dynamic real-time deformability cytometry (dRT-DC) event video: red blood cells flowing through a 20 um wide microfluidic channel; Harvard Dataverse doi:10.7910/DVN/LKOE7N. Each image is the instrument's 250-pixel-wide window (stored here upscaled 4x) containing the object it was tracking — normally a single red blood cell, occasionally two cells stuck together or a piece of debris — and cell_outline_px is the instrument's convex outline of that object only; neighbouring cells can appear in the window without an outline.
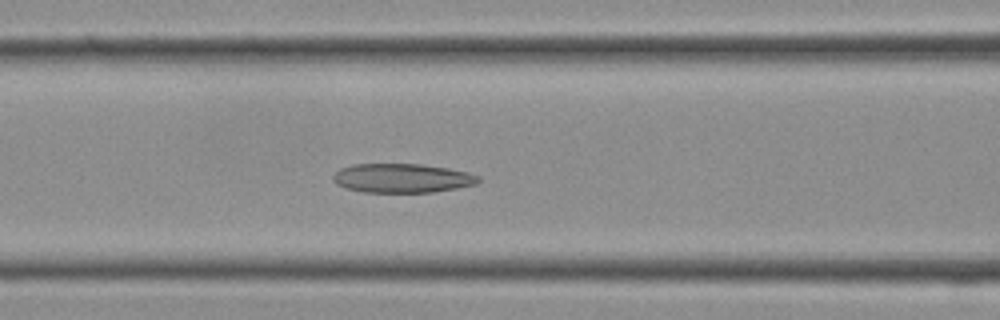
{"species": "Egyptian fruit bat (a non-hibernating species)", "species_latin": "Rousettus aegyptiacus", "temperature_condition": "cold", "stored_images_in_passage": 11, "camera_frame_rate_fps": 3000, "um_per_image_px": 0.085, "frame": {"image": 1, "passage_image": 7, "time_ms": 2.0, "image_size_px": [1000, 320], "cell_outline_px": [[480, 180], [476, 184], [456, 188], [432, 192], [364, 192], [348, 188], [336, 184], [332, 180], [332, 176], [340, 168], [352, 164], [420, 164], [448, 168], [468, 172], [480, 176]], "centroid_in_image_um": [34.18, 15.13], "position_along_channel_um": 132.4, "area_um2": 24.62}}
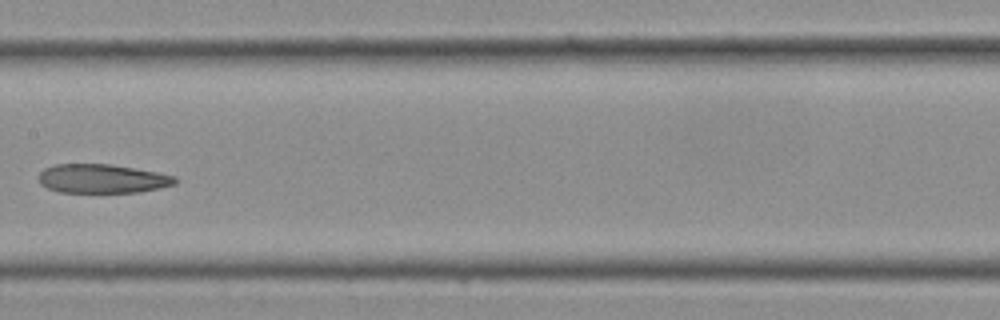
{"frame": {"image": 2, "passage_image": 10, "time_ms": 3.0, "image_size_px": [1000, 320], "cell_outline_px": [[176, 184], [160, 188], [140, 192], [60, 192], [48, 188], [40, 184], [40, 172], [44, 168], [56, 164], [112, 164], [156, 172], [176, 176]], "centroid_in_image_um": [8.7, 15.18], "position_along_channel_um": 198.7, "area_um2": 22.95}}